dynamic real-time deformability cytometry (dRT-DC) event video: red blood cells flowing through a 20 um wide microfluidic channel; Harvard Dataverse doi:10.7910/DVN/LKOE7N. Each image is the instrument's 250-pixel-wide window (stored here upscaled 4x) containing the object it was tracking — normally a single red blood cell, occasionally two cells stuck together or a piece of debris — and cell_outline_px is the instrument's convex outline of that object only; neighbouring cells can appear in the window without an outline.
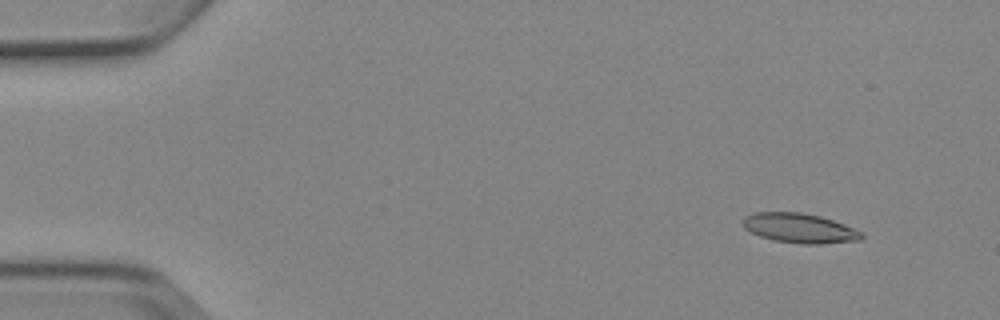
{"species": "Egyptian fruit bat (a non-hibernating species)", "species_latin": "Rousettus aegyptiacus", "temperature_condition": "cold", "stored_images_in_passage": 5, "camera_frame_rate_fps": 3000, "um_per_image_px": 0.085, "animal": {"sex": "female"}, "frame": {"image": 1, "passage_image": 2, "time_ms": 1.0, "image_size_px": [1000, 320], "cell_outline_px": [[864, 236], [860, 240], [820, 244], [800, 244], [772, 240], [760, 236], [744, 228], [744, 216], [756, 212], [800, 212], [820, 216], [844, 224], [864, 232]], "centroid_in_image_um": [67.99, 19.4], "position_along_channel_um": 17.0, "area_um2": 20.52}}
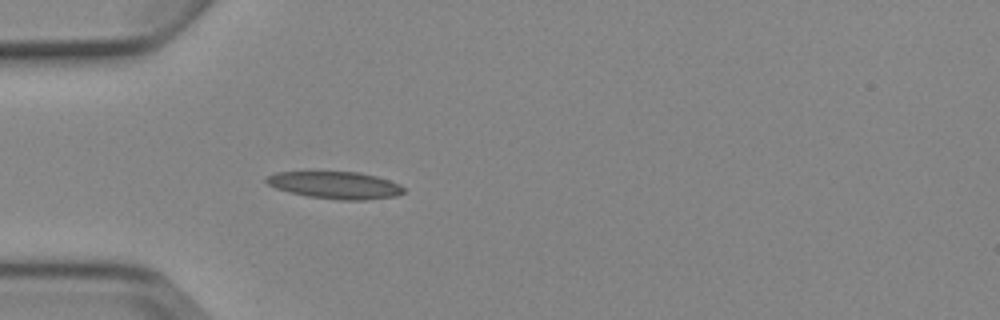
{"frame": {"image": 2, "passage_image": 5, "time_ms": 4.667, "image_size_px": [1000, 320], "cell_outline_px": [[404, 192], [396, 196], [368, 200], [340, 200], [308, 196], [288, 192], [276, 188], [268, 184], [264, 180], [268, 176], [276, 172], [360, 172], [376, 176], [400, 184], [404, 188]], "centroid_in_image_um": [28.51, 15.74], "position_along_channel_um": 56.5, "area_um2": 21.73}}